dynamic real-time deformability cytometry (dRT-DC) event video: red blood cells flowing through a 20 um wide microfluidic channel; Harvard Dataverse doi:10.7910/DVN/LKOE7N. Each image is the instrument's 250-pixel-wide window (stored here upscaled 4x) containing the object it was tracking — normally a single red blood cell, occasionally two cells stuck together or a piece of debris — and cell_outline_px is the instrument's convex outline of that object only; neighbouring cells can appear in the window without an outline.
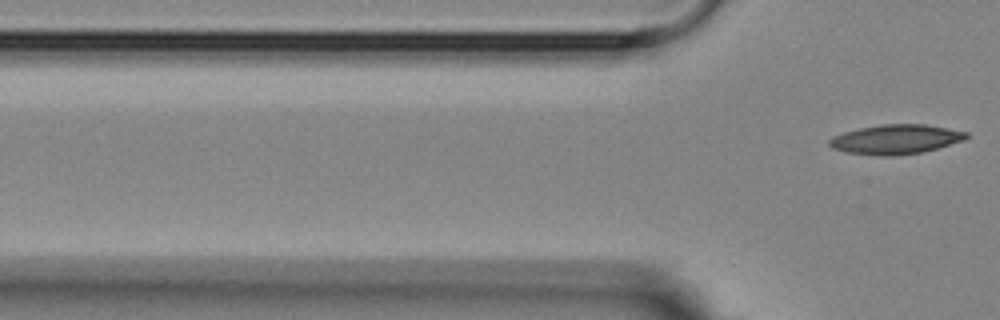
{"species": "Egyptian fruit bat (a non-hibernating species)", "species_latin": "Rousettus aegyptiacus", "temperature_condition": "room temperature", "stored_images_in_passage": 6, "segment_of_instrument_passage": [2, 2], "camera_frame_rate_fps": 3000, "um_per_image_px": 0.085, "animal": {"sex": "female"}, "frame": {"image": 1, "passage_image": 6, "time_ms": 7.0, "image_size_px": [1000, 320], "cell_outline_px": [[968, 136], [964, 140], [936, 148], [920, 152], [848, 152], [832, 148], [828, 144], [828, 140], [832, 136], [844, 132], [860, 128], [880, 124], [924, 124], [948, 128], [968, 132]], "centroid_in_image_um": [76.16, 11.77], "position_along_channel_um": 49.6, "area_um2": 22.2}}